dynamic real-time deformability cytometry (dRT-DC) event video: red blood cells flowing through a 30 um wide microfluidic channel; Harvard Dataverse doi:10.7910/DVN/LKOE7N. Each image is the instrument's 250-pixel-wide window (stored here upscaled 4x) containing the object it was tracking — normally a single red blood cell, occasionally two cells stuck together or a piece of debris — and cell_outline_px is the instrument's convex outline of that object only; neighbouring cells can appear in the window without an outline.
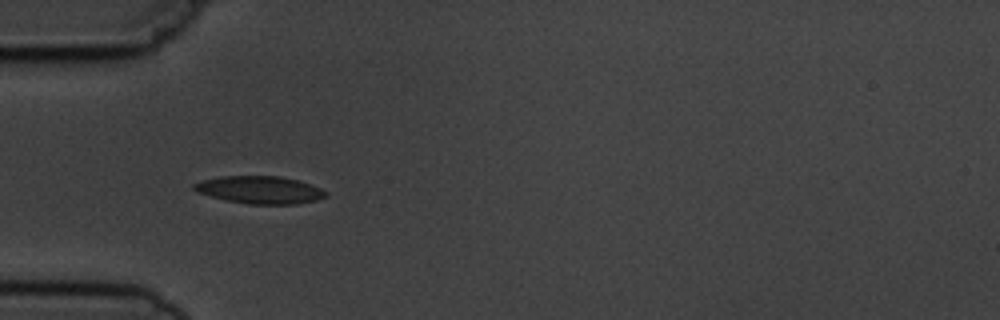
{"species": "common noctule bat (a hibernating species)", "species_latin": "Nyctalus noctula", "temperature_condition": "cold", "stored_images_in_passage": 4, "camera_frame_rate_fps": 3000, "um_per_image_px": 0.085, "animal": {"sex": "male", "body_mass_g": 19.5, "forearm_length_mm": 54.6}, "frame": {"image": 1, "passage_image": 3, "time_ms": 2.333, "image_size_px": [1000, 320], "cell_outline_px": [[328, 196], [316, 200], [296, 204], [248, 204], [228, 200], [196, 192], [192, 188], [192, 184], [204, 180], [220, 176], [280, 176], [300, 180], [320, 188], [328, 192]], "centroid_in_image_um": [22.12, 16.13], "position_along_channel_um": 62.9, "area_um2": 21.15}}
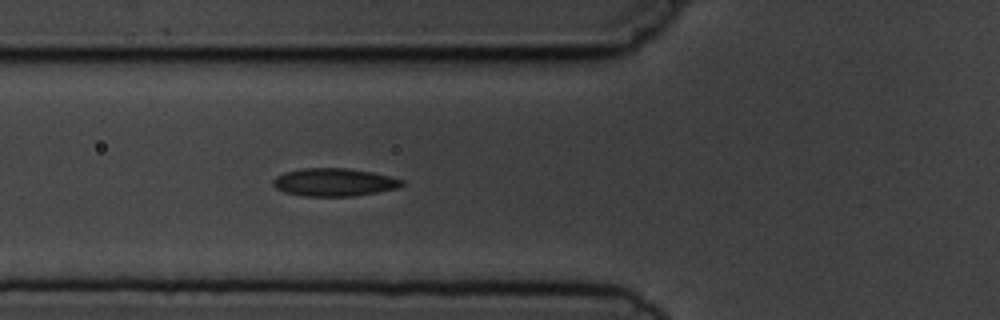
{"frame": {"image": 2, "passage_image": 4, "time_ms": 3.333, "image_size_px": [1000, 320], "cell_outline_px": [[404, 184], [396, 188], [376, 192], [352, 196], [304, 196], [284, 192], [276, 188], [272, 184], [272, 180], [276, 176], [284, 172], [300, 168], [348, 168], [372, 172], [404, 180]], "centroid_in_image_um": [28.35, 15.48], "position_along_channel_um": 97.4, "area_um2": 20.92}}